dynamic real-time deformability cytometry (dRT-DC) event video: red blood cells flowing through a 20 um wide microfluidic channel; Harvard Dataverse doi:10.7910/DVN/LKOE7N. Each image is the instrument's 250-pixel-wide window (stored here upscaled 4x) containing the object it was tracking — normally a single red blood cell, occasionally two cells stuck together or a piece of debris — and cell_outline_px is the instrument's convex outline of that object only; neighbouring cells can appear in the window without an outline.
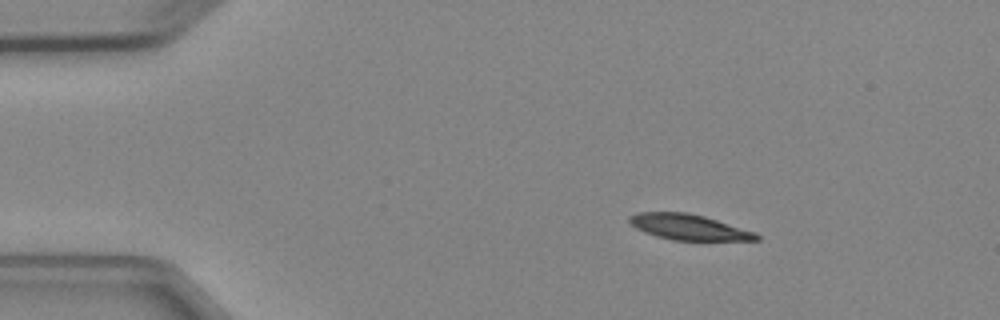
{"species": "Egyptian fruit bat (a non-hibernating species)", "species_latin": "Rousettus aegyptiacus", "temperature_condition": "cold", "stored_images_in_passage": 4, "camera_frame_rate_fps": 3000, "um_per_image_px": 0.085, "animal": {"sex": "female"}, "frame": {"image": 1, "passage_image": 1, "time_ms": 0.0, "image_size_px": [1000, 320], "cell_outline_px": [[760, 240], [672, 240], [656, 236], [644, 232], [636, 228], [628, 220], [628, 216], [636, 212], [688, 212], [704, 216], [756, 232], [760, 236]], "centroid_in_image_um": [58.53, 19.3], "position_along_channel_um": 26.5, "area_um2": 18.96}}
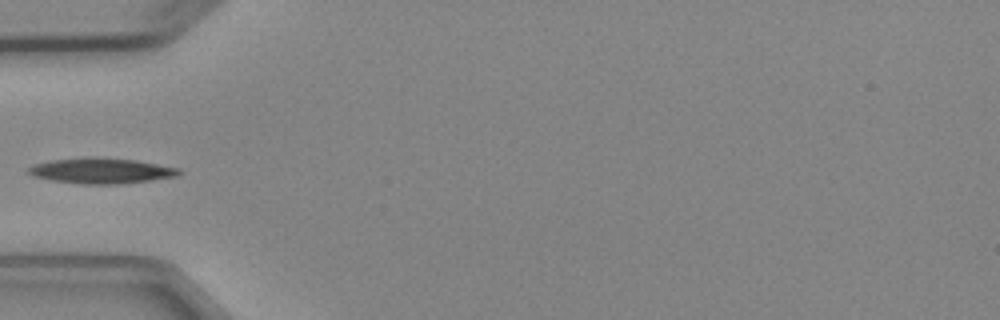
{"frame": {"image": 2, "passage_image": 3, "time_ms": 3.0, "image_size_px": [1000, 320], "cell_outline_px": [[180, 172], [176, 176], [152, 180], [120, 184], [80, 184], [52, 180], [32, 176], [28, 172], [28, 168], [36, 164], [52, 160], [136, 160], [180, 168]], "centroid_in_image_um": [8.65, 14.57], "position_along_channel_um": 76.4, "area_um2": 21.15}}